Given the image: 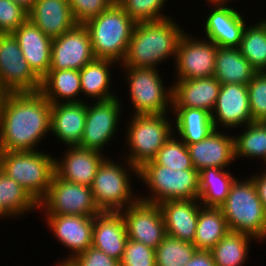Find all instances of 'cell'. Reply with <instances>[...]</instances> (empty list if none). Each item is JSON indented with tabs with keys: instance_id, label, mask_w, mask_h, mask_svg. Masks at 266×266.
<instances>
[{
	"instance_id": "6da1fadb",
	"label": "cell",
	"mask_w": 266,
	"mask_h": 266,
	"mask_svg": "<svg viewBox=\"0 0 266 266\" xmlns=\"http://www.w3.org/2000/svg\"><path fill=\"white\" fill-rule=\"evenodd\" d=\"M50 121L51 103L40 91L0 94V151H35Z\"/></svg>"
},
{
	"instance_id": "7a4b0ae2",
	"label": "cell",
	"mask_w": 266,
	"mask_h": 266,
	"mask_svg": "<svg viewBox=\"0 0 266 266\" xmlns=\"http://www.w3.org/2000/svg\"><path fill=\"white\" fill-rule=\"evenodd\" d=\"M185 33L171 18L136 23L120 66L157 68L170 57L176 58L177 45Z\"/></svg>"
},
{
	"instance_id": "3957f363",
	"label": "cell",
	"mask_w": 266,
	"mask_h": 266,
	"mask_svg": "<svg viewBox=\"0 0 266 266\" xmlns=\"http://www.w3.org/2000/svg\"><path fill=\"white\" fill-rule=\"evenodd\" d=\"M95 58L122 63L136 22L115 1L107 10L85 24Z\"/></svg>"
},
{
	"instance_id": "277c9868",
	"label": "cell",
	"mask_w": 266,
	"mask_h": 266,
	"mask_svg": "<svg viewBox=\"0 0 266 266\" xmlns=\"http://www.w3.org/2000/svg\"><path fill=\"white\" fill-rule=\"evenodd\" d=\"M220 208L230 231L266 240V211L251 178L236 179Z\"/></svg>"
},
{
	"instance_id": "5b68a950",
	"label": "cell",
	"mask_w": 266,
	"mask_h": 266,
	"mask_svg": "<svg viewBox=\"0 0 266 266\" xmlns=\"http://www.w3.org/2000/svg\"><path fill=\"white\" fill-rule=\"evenodd\" d=\"M35 151H0V171L20 184L39 203L55 174V158Z\"/></svg>"
},
{
	"instance_id": "8992f818",
	"label": "cell",
	"mask_w": 266,
	"mask_h": 266,
	"mask_svg": "<svg viewBox=\"0 0 266 266\" xmlns=\"http://www.w3.org/2000/svg\"><path fill=\"white\" fill-rule=\"evenodd\" d=\"M138 170V178H142L152 192L147 197L140 196L142 201L159 204L167 200L198 199L199 172L196 169L172 170L150 160Z\"/></svg>"
},
{
	"instance_id": "52a82bcc",
	"label": "cell",
	"mask_w": 266,
	"mask_h": 266,
	"mask_svg": "<svg viewBox=\"0 0 266 266\" xmlns=\"http://www.w3.org/2000/svg\"><path fill=\"white\" fill-rule=\"evenodd\" d=\"M124 161L128 166L107 157L97 169L90 187L95 204L101 211L120 212L140 199L139 196L132 197L134 191L130 177V172L139 176V170L127 160Z\"/></svg>"
},
{
	"instance_id": "ba28073f",
	"label": "cell",
	"mask_w": 266,
	"mask_h": 266,
	"mask_svg": "<svg viewBox=\"0 0 266 266\" xmlns=\"http://www.w3.org/2000/svg\"><path fill=\"white\" fill-rule=\"evenodd\" d=\"M167 114L132 115L127 129L126 144L130 164L138 169L152 160L165 142L173 135V123ZM169 119V120H168Z\"/></svg>"
},
{
	"instance_id": "9c48e42d",
	"label": "cell",
	"mask_w": 266,
	"mask_h": 266,
	"mask_svg": "<svg viewBox=\"0 0 266 266\" xmlns=\"http://www.w3.org/2000/svg\"><path fill=\"white\" fill-rule=\"evenodd\" d=\"M124 68L130 101L135 109L133 115L167 114L172 110V86L164 87L161 74L156 68Z\"/></svg>"
},
{
	"instance_id": "30bf717a",
	"label": "cell",
	"mask_w": 266,
	"mask_h": 266,
	"mask_svg": "<svg viewBox=\"0 0 266 266\" xmlns=\"http://www.w3.org/2000/svg\"><path fill=\"white\" fill-rule=\"evenodd\" d=\"M38 207L40 210L44 208L45 215L95 216L101 212L90 186L65 181L56 174Z\"/></svg>"
},
{
	"instance_id": "8fae6325",
	"label": "cell",
	"mask_w": 266,
	"mask_h": 266,
	"mask_svg": "<svg viewBox=\"0 0 266 266\" xmlns=\"http://www.w3.org/2000/svg\"><path fill=\"white\" fill-rule=\"evenodd\" d=\"M40 88L41 79L29 67L14 35L0 34V94Z\"/></svg>"
},
{
	"instance_id": "7c38bea8",
	"label": "cell",
	"mask_w": 266,
	"mask_h": 266,
	"mask_svg": "<svg viewBox=\"0 0 266 266\" xmlns=\"http://www.w3.org/2000/svg\"><path fill=\"white\" fill-rule=\"evenodd\" d=\"M121 103L116 97L86 104L85 127L79 147L102 153L104 146H107L117 131L122 112Z\"/></svg>"
},
{
	"instance_id": "4fadbf2b",
	"label": "cell",
	"mask_w": 266,
	"mask_h": 266,
	"mask_svg": "<svg viewBox=\"0 0 266 266\" xmlns=\"http://www.w3.org/2000/svg\"><path fill=\"white\" fill-rule=\"evenodd\" d=\"M192 37L184 33L177 45V80L213 77L218 46L210 40Z\"/></svg>"
},
{
	"instance_id": "5bb4252c",
	"label": "cell",
	"mask_w": 266,
	"mask_h": 266,
	"mask_svg": "<svg viewBox=\"0 0 266 266\" xmlns=\"http://www.w3.org/2000/svg\"><path fill=\"white\" fill-rule=\"evenodd\" d=\"M95 59L90 34L84 24L73 28L52 40L49 70H81Z\"/></svg>"
},
{
	"instance_id": "9a60e30c",
	"label": "cell",
	"mask_w": 266,
	"mask_h": 266,
	"mask_svg": "<svg viewBox=\"0 0 266 266\" xmlns=\"http://www.w3.org/2000/svg\"><path fill=\"white\" fill-rule=\"evenodd\" d=\"M120 212L125 221L128 239L156 249L166 236L165 224L158 204L139 199Z\"/></svg>"
},
{
	"instance_id": "2e32d148",
	"label": "cell",
	"mask_w": 266,
	"mask_h": 266,
	"mask_svg": "<svg viewBox=\"0 0 266 266\" xmlns=\"http://www.w3.org/2000/svg\"><path fill=\"white\" fill-rule=\"evenodd\" d=\"M211 118L214 129H218L219 123L228 129L254 122L250 112L247 85L221 84Z\"/></svg>"
},
{
	"instance_id": "e0dca14e",
	"label": "cell",
	"mask_w": 266,
	"mask_h": 266,
	"mask_svg": "<svg viewBox=\"0 0 266 266\" xmlns=\"http://www.w3.org/2000/svg\"><path fill=\"white\" fill-rule=\"evenodd\" d=\"M47 225L55 238L73 252L64 261L86 251L92 246L94 216L46 215Z\"/></svg>"
},
{
	"instance_id": "ac0fdd59",
	"label": "cell",
	"mask_w": 266,
	"mask_h": 266,
	"mask_svg": "<svg viewBox=\"0 0 266 266\" xmlns=\"http://www.w3.org/2000/svg\"><path fill=\"white\" fill-rule=\"evenodd\" d=\"M211 5L214 7L204 22L206 39L220 47L239 48L246 25L245 17L226 3Z\"/></svg>"
},
{
	"instance_id": "d6986e66",
	"label": "cell",
	"mask_w": 266,
	"mask_h": 266,
	"mask_svg": "<svg viewBox=\"0 0 266 266\" xmlns=\"http://www.w3.org/2000/svg\"><path fill=\"white\" fill-rule=\"evenodd\" d=\"M214 129L202 141L186 144L193 167L200 172L204 168H221L235 161L234 136Z\"/></svg>"
},
{
	"instance_id": "ffe728a7",
	"label": "cell",
	"mask_w": 266,
	"mask_h": 266,
	"mask_svg": "<svg viewBox=\"0 0 266 266\" xmlns=\"http://www.w3.org/2000/svg\"><path fill=\"white\" fill-rule=\"evenodd\" d=\"M220 87L214 76L177 80L172 85V108H197L212 114Z\"/></svg>"
},
{
	"instance_id": "44dd1931",
	"label": "cell",
	"mask_w": 266,
	"mask_h": 266,
	"mask_svg": "<svg viewBox=\"0 0 266 266\" xmlns=\"http://www.w3.org/2000/svg\"><path fill=\"white\" fill-rule=\"evenodd\" d=\"M66 149L62 159H55V174L65 181L91 186L98 167L105 159L103 153L79 146Z\"/></svg>"
},
{
	"instance_id": "7402d4cb",
	"label": "cell",
	"mask_w": 266,
	"mask_h": 266,
	"mask_svg": "<svg viewBox=\"0 0 266 266\" xmlns=\"http://www.w3.org/2000/svg\"><path fill=\"white\" fill-rule=\"evenodd\" d=\"M32 71L42 79L51 64L52 38L46 36L30 19L12 33Z\"/></svg>"
},
{
	"instance_id": "603a6c76",
	"label": "cell",
	"mask_w": 266,
	"mask_h": 266,
	"mask_svg": "<svg viewBox=\"0 0 266 266\" xmlns=\"http://www.w3.org/2000/svg\"><path fill=\"white\" fill-rule=\"evenodd\" d=\"M158 206L162 212L166 235L193 243L199 210L203 206L200 201L198 199L167 200L159 203Z\"/></svg>"
},
{
	"instance_id": "cb8c5ba5",
	"label": "cell",
	"mask_w": 266,
	"mask_h": 266,
	"mask_svg": "<svg viewBox=\"0 0 266 266\" xmlns=\"http://www.w3.org/2000/svg\"><path fill=\"white\" fill-rule=\"evenodd\" d=\"M127 240L121 212L101 211L94 216L92 247L120 262Z\"/></svg>"
},
{
	"instance_id": "d4e9b609",
	"label": "cell",
	"mask_w": 266,
	"mask_h": 266,
	"mask_svg": "<svg viewBox=\"0 0 266 266\" xmlns=\"http://www.w3.org/2000/svg\"><path fill=\"white\" fill-rule=\"evenodd\" d=\"M86 120V103L63 102L51 104L50 133L68 147L79 146Z\"/></svg>"
},
{
	"instance_id": "484cf974",
	"label": "cell",
	"mask_w": 266,
	"mask_h": 266,
	"mask_svg": "<svg viewBox=\"0 0 266 266\" xmlns=\"http://www.w3.org/2000/svg\"><path fill=\"white\" fill-rule=\"evenodd\" d=\"M28 19L52 39L61 36L77 24L68 0H36L28 11Z\"/></svg>"
},
{
	"instance_id": "4316f807",
	"label": "cell",
	"mask_w": 266,
	"mask_h": 266,
	"mask_svg": "<svg viewBox=\"0 0 266 266\" xmlns=\"http://www.w3.org/2000/svg\"><path fill=\"white\" fill-rule=\"evenodd\" d=\"M256 72L239 48L218 46L213 76L221 84L248 85Z\"/></svg>"
},
{
	"instance_id": "83f0119b",
	"label": "cell",
	"mask_w": 266,
	"mask_h": 266,
	"mask_svg": "<svg viewBox=\"0 0 266 266\" xmlns=\"http://www.w3.org/2000/svg\"><path fill=\"white\" fill-rule=\"evenodd\" d=\"M40 92L51 104L63 103L65 99L67 103L82 102L77 98L82 94L79 71L49 70L41 79Z\"/></svg>"
},
{
	"instance_id": "f1b7e54d",
	"label": "cell",
	"mask_w": 266,
	"mask_h": 266,
	"mask_svg": "<svg viewBox=\"0 0 266 266\" xmlns=\"http://www.w3.org/2000/svg\"><path fill=\"white\" fill-rule=\"evenodd\" d=\"M113 63L117 62L95 58L79 70L82 95H86L89 99L93 98L95 102L116 98L115 93H111L110 90L112 77L109 68Z\"/></svg>"
},
{
	"instance_id": "f546056e",
	"label": "cell",
	"mask_w": 266,
	"mask_h": 266,
	"mask_svg": "<svg viewBox=\"0 0 266 266\" xmlns=\"http://www.w3.org/2000/svg\"><path fill=\"white\" fill-rule=\"evenodd\" d=\"M175 114L173 128L177 129L180 139L186 144L202 141L213 130L211 114L206 110L197 108H172Z\"/></svg>"
},
{
	"instance_id": "4dcf8cb0",
	"label": "cell",
	"mask_w": 266,
	"mask_h": 266,
	"mask_svg": "<svg viewBox=\"0 0 266 266\" xmlns=\"http://www.w3.org/2000/svg\"><path fill=\"white\" fill-rule=\"evenodd\" d=\"M236 178L221 168H204L199 172L198 200L205 207H220Z\"/></svg>"
},
{
	"instance_id": "1f68e13d",
	"label": "cell",
	"mask_w": 266,
	"mask_h": 266,
	"mask_svg": "<svg viewBox=\"0 0 266 266\" xmlns=\"http://www.w3.org/2000/svg\"><path fill=\"white\" fill-rule=\"evenodd\" d=\"M229 231L220 207L202 206L193 244L198 250L210 251Z\"/></svg>"
},
{
	"instance_id": "d6a6232c",
	"label": "cell",
	"mask_w": 266,
	"mask_h": 266,
	"mask_svg": "<svg viewBox=\"0 0 266 266\" xmlns=\"http://www.w3.org/2000/svg\"><path fill=\"white\" fill-rule=\"evenodd\" d=\"M39 209L38 203L14 179L0 171V219L23 217L24 213Z\"/></svg>"
},
{
	"instance_id": "836d02e7",
	"label": "cell",
	"mask_w": 266,
	"mask_h": 266,
	"mask_svg": "<svg viewBox=\"0 0 266 266\" xmlns=\"http://www.w3.org/2000/svg\"><path fill=\"white\" fill-rule=\"evenodd\" d=\"M245 233L229 231L211 250L216 266H242L248 258L251 239Z\"/></svg>"
},
{
	"instance_id": "e575fe53",
	"label": "cell",
	"mask_w": 266,
	"mask_h": 266,
	"mask_svg": "<svg viewBox=\"0 0 266 266\" xmlns=\"http://www.w3.org/2000/svg\"><path fill=\"white\" fill-rule=\"evenodd\" d=\"M241 54L257 71H266V20L245 25L239 46Z\"/></svg>"
},
{
	"instance_id": "d590c367",
	"label": "cell",
	"mask_w": 266,
	"mask_h": 266,
	"mask_svg": "<svg viewBox=\"0 0 266 266\" xmlns=\"http://www.w3.org/2000/svg\"><path fill=\"white\" fill-rule=\"evenodd\" d=\"M245 127L238 137L234 136L235 159L258 157L266 163V125L263 121H254Z\"/></svg>"
},
{
	"instance_id": "8d00e7d4",
	"label": "cell",
	"mask_w": 266,
	"mask_h": 266,
	"mask_svg": "<svg viewBox=\"0 0 266 266\" xmlns=\"http://www.w3.org/2000/svg\"><path fill=\"white\" fill-rule=\"evenodd\" d=\"M197 250L193 243L166 235L155 249L156 266H184Z\"/></svg>"
},
{
	"instance_id": "74e56055",
	"label": "cell",
	"mask_w": 266,
	"mask_h": 266,
	"mask_svg": "<svg viewBox=\"0 0 266 266\" xmlns=\"http://www.w3.org/2000/svg\"><path fill=\"white\" fill-rule=\"evenodd\" d=\"M156 164L169 167L172 170L195 169L187 145L180 138L171 137L152 159Z\"/></svg>"
},
{
	"instance_id": "f35d334b",
	"label": "cell",
	"mask_w": 266,
	"mask_h": 266,
	"mask_svg": "<svg viewBox=\"0 0 266 266\" xmlns=\"http://www.w3.org/2000/svg\"><path fill=\"white\" fill-rule=\"evenodd\" d=\"M136 22H150L169 18L163 15L162 7L167 0H115ZM164 5V6H163Z\"/></svg>"
},
{
	"instance_id": "ab89813d",
	"label": "cell",
	"mask_w": 266,
	"mask_h": 266,
	"mask_svg": "<svg viewBox=\"0 0 266 266\" xmlns=\"http://www.w3.org/2000/svg\"><path fill=\"white\" fill-rule=\"evenodd\" d=\"M249 106L253 121L266 119V71L256 72L248 83Z\"/></svg>"
},
{
	"instance_id": "60d3db41",
	"label": "cell",
	"mask_w": 266,
	"mask_h": 266,
	"mask_svg": "<svg viewBox=\"0 0 266 266\" xmlns=\"http://www.w3.org/2000/svg\"><path fill=\"white\" fill-rule=\"evenodd\" d=\"M119 263L120 266H156L155 249L128 239Z\"/></svg>"
},
{
	"instance_id": "b9f144b4",
	"label": "cell",
	"mask_w": 266,
	"mask_h": 266,
	"mask_svg": "<svg viewBox=\"0 0 266 266\" xmlns=\"http://www.w3.org/2000/svg\"><path fill=\"white\" fill-rule=\"evenodd\" d=\"M28 19V11L13 0H0V34L13 33Z\"/></svg>"
},
{
	"instance_id": "7bdbcfd3",
	"label": "cell",
	"mask_w": 266,
	"mask_h": 266,
	"mask_svg": "<svg viewBox=\"0 0 266 266\" xmlns=\"http://www.w3.org/2000/svg\"><path fill=\"white\" fill-rule=\"evenodd\" d=\"M72 15L77 24H85L107 10L115 0H68Z\"/></svg>"
},
{
	"instance_id": "ee69618b",
	"label": "cell",
	"mask_w": 266,
	"mask_h": 266,
	"mask_svg": "<svg viewBox=\"0 0 266 266\" xmlns=\"http://www.w3.org/2000/svg\"><path fill=\"white\" fill-rule=\"evenodd\" d=\"M69 261L74 266H120L117 260L92 246Z\"/></svg>"
},
{
	"instance_id": "f6af8a7d",
	"label": "cell",
	"mask_w": 266,
	"mask_h": 266,
	"mask_svg": "<svg viewBox=\"0 0 266 266\" xmlns=\"http://www.w3.org/2000/svg\"><path fill=\"white\" fill-rule=\"evenodd\" d=\"M184 266H216V264L210 251L197 250L192 259Z\"/></svg>"
},
{
	"instance_id": "bcb514c9",
	"label": "cell",
	"mask_w": 266,
	"mask_h": 266,
	"mask_svg": "<svg viewBox=\"0 0 266 266\" xmlns=\"http://www.w3.org/2000/svg\"><path fill=\"white\" fill-rule=\"evenodd\" d=\"M251 179L256 186L258 197L261 200V203L263 204V207L266 211V172L263 171V173L260 172L259 174H254Z\"/></svg>"
},
{
	"instance_id": "7dc6e473",
	"label": "cell",
	"mask_w": 266,
	"mask_h": 266,
	"mask_svg": "<svg viewBox=\"0 0 266 266\" xmlns=\"http://www.w3.org/2000/svg\"><path fill=\"white\" fill-rule=\"evenodd\" d=\"M13 1L17 4H20L27 11H29L36 2V0H13Z\"/></svg>"
},
{
	"instance_id": "c3c4849f",
	"label": "cell",
	"mask_w": 266,
	"mask_h": 266,
	"mask_svg": "<svg viewBox=\"0 0 266 266\" xmlns=\"http://www.w3.org/2000/svg\"><path fill=\"white\" fill-rule=\"evenodd\" d=\"M229 0H207L206 2H209L210 4H216V3H230V1L228 2Z\"/></svg>"
},
{
	"instance_id": "681fc988",
	"label": "cell",
	"mask_w": 266,
	"mask_h": 266,
	"mask_svg": "<svg viewBox=\"0 0 266 266\" xmlns=\"http://www.w3.org/2000/svg\"><path fill=\"white\" fill-rule=\"evenodd\" d=\"M61 263H57L56 266H74L70 261H60Z\"/></svg>"
}]
</instances>
